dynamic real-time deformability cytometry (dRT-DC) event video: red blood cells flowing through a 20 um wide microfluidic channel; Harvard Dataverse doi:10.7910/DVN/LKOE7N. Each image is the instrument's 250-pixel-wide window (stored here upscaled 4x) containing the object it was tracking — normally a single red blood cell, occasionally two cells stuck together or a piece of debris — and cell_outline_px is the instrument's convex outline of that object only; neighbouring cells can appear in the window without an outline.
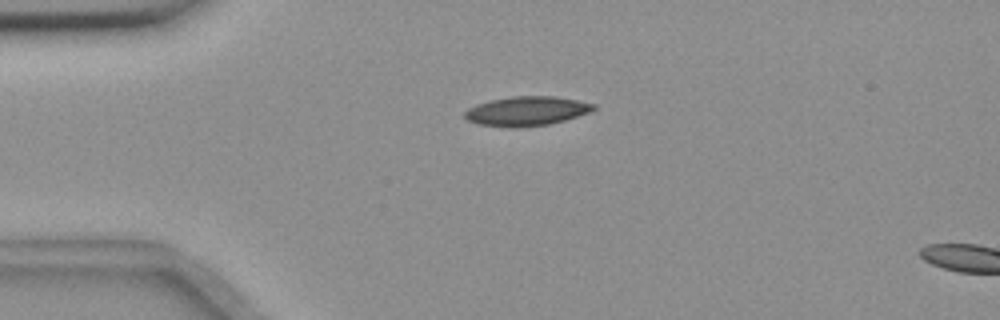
{"species": "common noctule bat (a hibernating species)", "species_latin": "Nyctalus noctula", "temperature_condition": "room temperature", "stored_images_in_passage": 5, "camera_frame_rate_fps": 3000, "um_per_image_px": 0.085, "animal": {"sex": "female", "body_mass_g": 18.4}, "frame": {"image": 1, "passage_image": 4, "time_ms": 3.333, "image_size_px": [1000, 320], "cell_outline_px": [[596, 108], [588, 112], [564, 120], [548, 124], [520, 128], [516, 128], [480, 124], [468, 120], [464, 116], [464, 112], [468, 108], [476, 104], [492, 100], [512, 96], [556, 96], [596, 104]], "centroid_in_image_um": [44.75, 9.44], "position_along_channel_um": 40.3, "area_um2": 21.85}}